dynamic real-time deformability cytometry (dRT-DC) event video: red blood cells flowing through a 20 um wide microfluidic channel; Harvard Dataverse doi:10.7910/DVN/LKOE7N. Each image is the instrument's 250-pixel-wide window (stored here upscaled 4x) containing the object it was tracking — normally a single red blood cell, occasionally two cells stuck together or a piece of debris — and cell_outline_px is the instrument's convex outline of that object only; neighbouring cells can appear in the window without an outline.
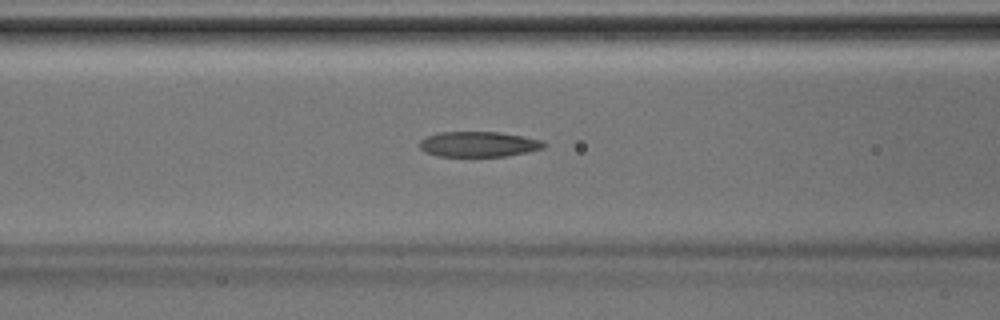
{"species": "Egyptian fruit bat (a non-hibernating species)", "species_latin": "Rousettus aegyptiacus", "temperature_condition": "room temperature", "stored_images_in_passage": 42, "camera_frame_rate_fps": 3000, "um_per_image_px": 0.085, "animal": {"sex": "male"}, "frame": {"image": 1, "passage_image": 17, "time_ms": 5.333, "image_size_px": [1000, 320], "cell_outline_px": [[548, 144], [544, 148], [528, 152], [504, 156], [440, 156], [424, 152], [420, 148], [420, 140], [428, 136], [440, 132], [500, 132], [540, 140]], "centroid_in_image_um": [40.68, 12.26], "position_along_channel_um": 125.9, "area_um2": 18.21}}
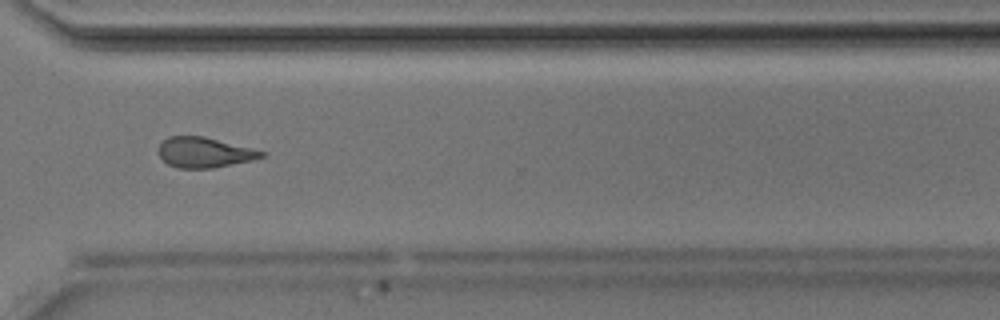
{"frame": {"image": 2, "passage_image": 31, "time_ms": 10.0, "image_size_px": [1000, 320], "cell_outline_px": [[268, 152], [264, 156], [252, 160], [212, 168], [176, 168], [168, 164], [160, 156], [160, 144], [168, 136], [204, 136]], "centroid_in_image_um": [17.4, 12.95], "position_along_channel_um": 353.2, "area_um2": 18.03}}
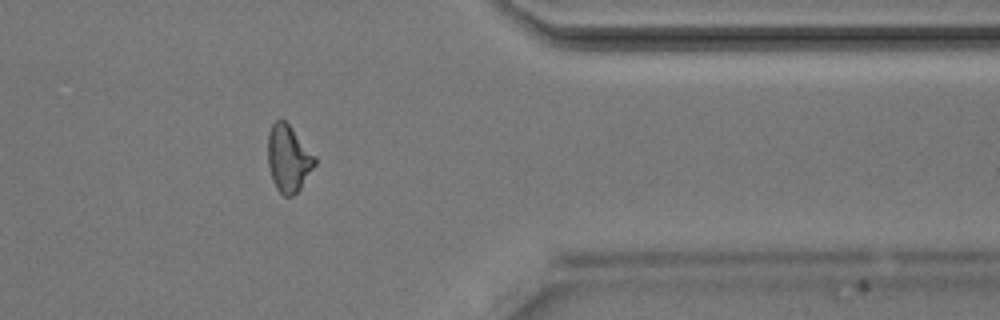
{"frame": {"image": 3, "passage_image": 34, "time_ms": 11.0, "image_size_px": [1000, 320], "cell_outline_px": [[316, 164], [300, 188], [292, 196], [284, 196], [276, 188], [272, 180], [268, 164], [268, 132], [272, 124], [276, 120], [284, 120], [292, 128], [316, 156]], "centroid_in_image_um": [24.51, 13.47], "position_along_channel_um": 386.9, "area_um2": 18.21}}